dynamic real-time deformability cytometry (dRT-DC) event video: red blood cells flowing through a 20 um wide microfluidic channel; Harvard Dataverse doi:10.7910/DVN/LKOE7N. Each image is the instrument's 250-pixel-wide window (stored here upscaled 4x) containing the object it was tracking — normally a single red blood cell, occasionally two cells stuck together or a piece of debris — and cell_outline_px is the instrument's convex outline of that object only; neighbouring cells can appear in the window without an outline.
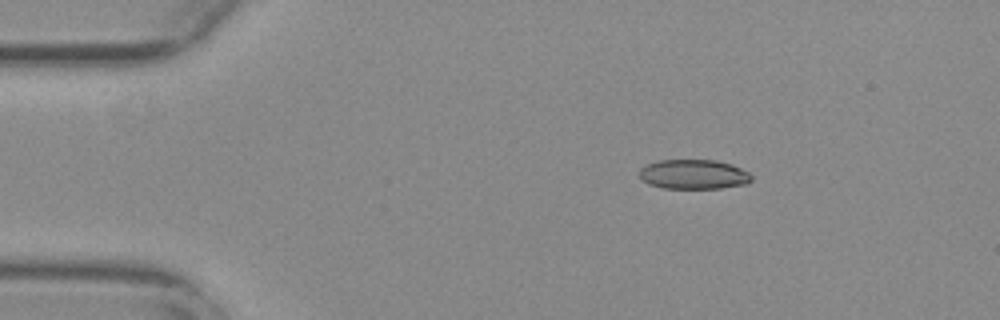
{"species": "common noctule bat (a hibernating species)", "species_latin": "Nyctalus noctula", "temperature_condition": "warm", "stored_images_in_passage": 13, "camera_frame_rate_fps": 3000, "um_per_image_px": 0.085, "animal": {"sex": "female", "body_mass_g": 29.2, "forearm_length_mm": 56.3}, "frame": {"image": 1, "passage_image": 1, "time_ms": 0.0, "image_size_px": [1000, 320], "cell_outline_px": [[752, 180], [748, 184], [720, 188], [664, 188], [648, 184], [640, 176], [640, 168], [648, 164], [660, 160], [716, 160], [732, 164], [748, 172], [752, 176]], "centroid_in_image_um": [58.99, 14.82], "position_along_channel_um": 26.0, "area_um2": 19.31}}
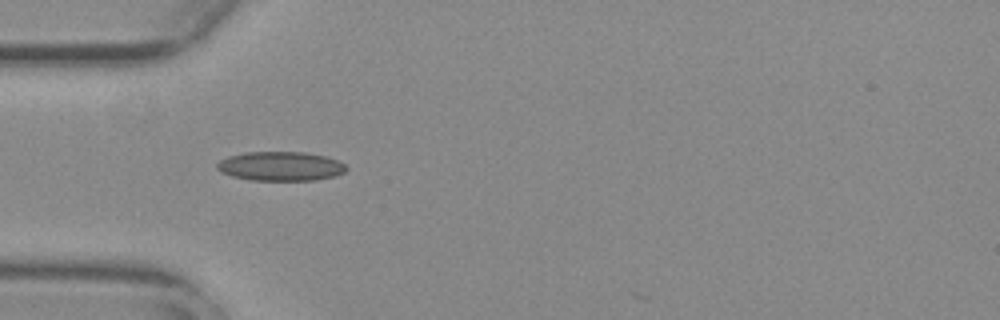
{"frame": {"image": 2, "passage_image": 9, "time_ms": 2.667, "image_size_px": [1000, 320], "cell_outline_px": [[348, 168], [344, 172], [336, 176], [316, 180], [252, 180], [232, 176], [220, 172], [216, 168], [216, 164], [220, 160], [228, 156], [244, 152], [304, 152], [324, 156], [336, 160], [344, 164]], "centroid_in_image_um": [23.83, 14.13], "position_along_channel_um": 61.2, "area_um2": 22.02}}
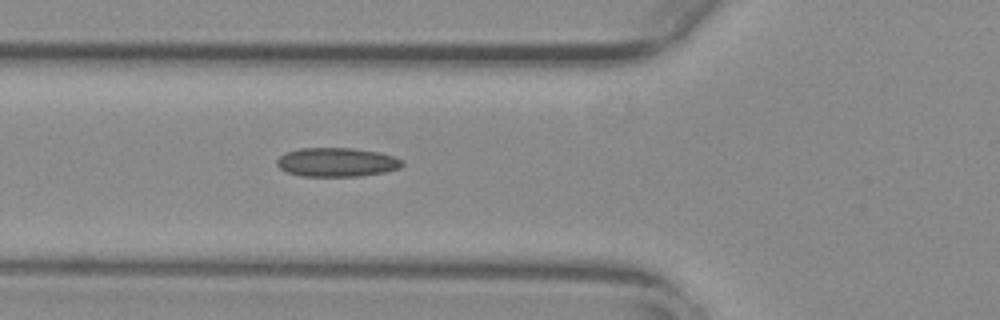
{"frame": {"image": 3, "passage_image": 12, "time_ms": 3.667, "image_size_px": [1000, 320], "cell_outline_px": [[404, 164], [400, 168], [384, 172], [360, 176], [300, 176], [288, 172], [280, 168], [276, 164], [276, 160], [280, 156], [288, 152], [300, 148], [352, 148], [380, 152], [404, 160]], "centroid_in_image_um": [28.65, 13.79], "position_along_channel_um": 97.2, "area_um2": 21.15}}